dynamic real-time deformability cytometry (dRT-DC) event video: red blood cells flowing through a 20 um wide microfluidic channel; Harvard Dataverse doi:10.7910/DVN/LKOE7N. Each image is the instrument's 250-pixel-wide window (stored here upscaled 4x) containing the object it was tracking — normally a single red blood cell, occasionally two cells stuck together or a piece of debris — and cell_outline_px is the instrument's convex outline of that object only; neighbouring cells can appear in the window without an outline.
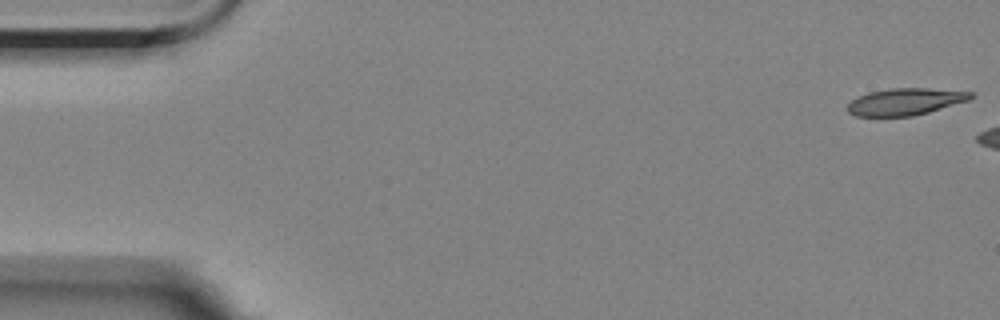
{"species": "Egyptian fruit bat (a non-hibernating species)", "species_latin": "Rousettus aegyptiacus", "temperature_condition": "room temperature", "stored_images_in_passage": 3, "camera_frame_rate_fps": 3000, "um_per_image_px": 0.085, "animal": {"sex": "female"}, "frame": {"image": 1, "passage_image": 1, "time_ms": 0.0, "image_size_px": [1000, 320], "cell_outline_px": [[976, 96], [968, 100], [928, 112], [912, 116], [856, 116], [848, 112], [848, 104], [856, 96], [868, 92], [888, 88], [928, 88], [972, 92]], "centroid_in_image_um": [76.93, 8.63], "position_along_channel_um": 8.1, "area_um2": 19.31}}